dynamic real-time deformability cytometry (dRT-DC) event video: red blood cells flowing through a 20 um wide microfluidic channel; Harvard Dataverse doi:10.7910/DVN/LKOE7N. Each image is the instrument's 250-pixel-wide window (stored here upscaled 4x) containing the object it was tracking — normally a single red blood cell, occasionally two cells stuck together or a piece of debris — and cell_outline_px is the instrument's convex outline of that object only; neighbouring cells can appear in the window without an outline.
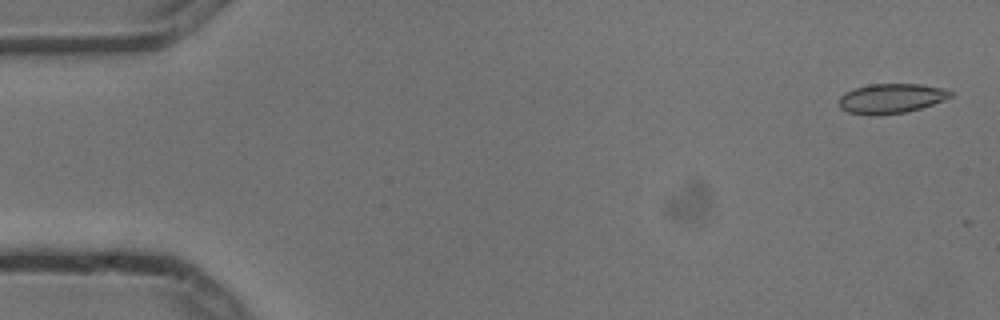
{"species": "common noctule bat (a hibernating species)", "species_latin": "Nyctalus noctula", "temperature_condition": "cold", "stored_images_in_passage": 6, "camera_frame_rate_fps": 3000, "um_per_image_px": 0.085, "animal": {"sex": "male", "body_mass_g": 13.3}, "frame": {"image": 1, "passage_image": 1, "time_ms": 0.0, "image_size_px": [1000, 320], "cell_outline_px": [[952, 96], [944, 100], [920, 108], [904, 112], [876, 116], [848, 112], [840, 108], [840, 96], [844, 92], [868, 84], [920, 84], [944, 88], [952, 92]], "centroid_in_image_um": [75.74, 8.36], "position_along_channel_um": 9.3, "area_um2": 19.25}}